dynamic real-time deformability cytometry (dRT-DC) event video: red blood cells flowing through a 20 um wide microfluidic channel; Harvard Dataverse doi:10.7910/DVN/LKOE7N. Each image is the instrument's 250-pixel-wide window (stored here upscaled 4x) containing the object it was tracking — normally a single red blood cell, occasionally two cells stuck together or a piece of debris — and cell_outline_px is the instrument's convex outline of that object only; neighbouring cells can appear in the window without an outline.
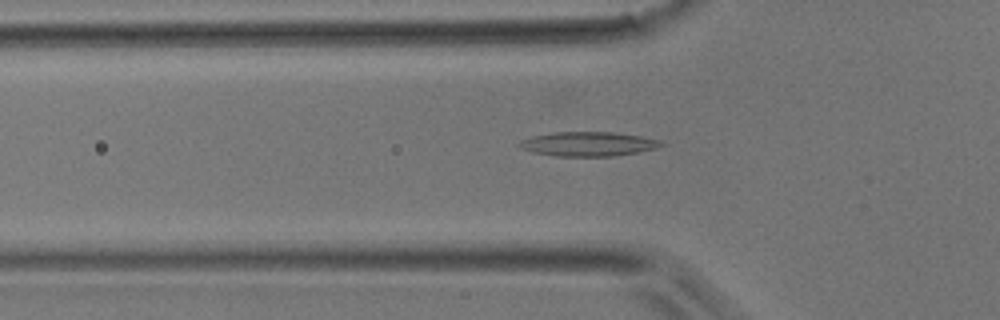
{"species": "common noctule bat (a hibernating species)", "species_latin": "Nyctalus noctula", "temperature_condition": "room temperature", "stored_images_in_passage": 44, "camera_frame_rate_fps": 3000, "um_per_image_px": 0.085, "animal": {"sex": "male", "body_mass_g": 17.9}, "frame": {"image": 1, "passage_image": 14, "time_ms": 4.333, "image_size_px": [1000, 320], "cell_outline_px": [[664, 144], [656, 148], [636, 152], [612, 156], [556, 156], [532, 152], [520, 148], [516, 144], [520, 140], [532, 136], [552, 132], [616, 132], [640, 136], [660, 140]], "centroid_in_image_um": [49.94, 12.23], "position_along_channel_um": 75.9, "area_um2": 20.11}}
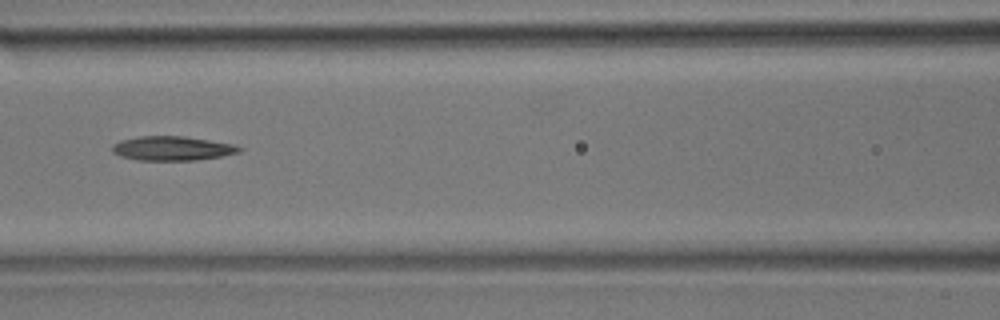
{"frame": {"image": 2, "passage_image": 19, "time_ms": 6.0, "image_size_px": [1000, 320], "cell_outline_px": [[244, 148], [240, 152], [220, 156], [196, 160], [136, 160], [120, 156], [112, 152], [112, 144], [120, 140], [140, 136], [184, 136], [232, 144]], "centroid_in_image_um": [14.6, 12.61], "position_along_channel_um": 152.0, "area_um2": 17.92}}
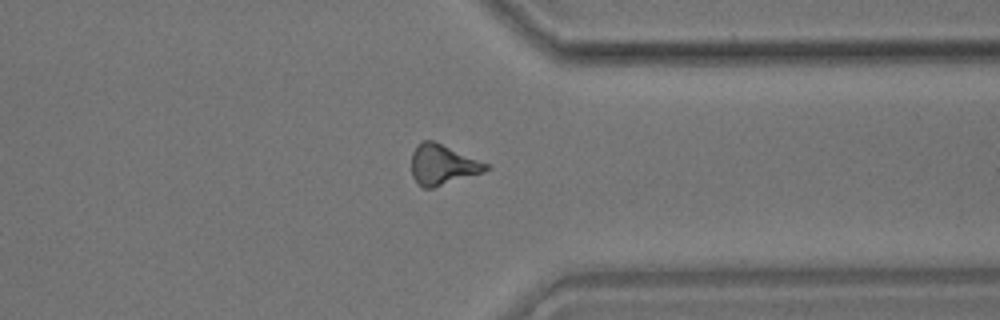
{"frame": {"image": 3, "passage_image": 34, "time_ms": 11.0, "image_size_px": [1000, 320], "cell_outline_px": [[492, 168], [484, 172], [432, 188], [424, 188], [416, 184], [412, 176], [412, 152], [416, 144], [420, 140], [432, 140], [488, 164]], "centroid_in_image_um": [37.59, 14.0], "position_along_channel_um": 373.8, "area_um2": 17.46}}